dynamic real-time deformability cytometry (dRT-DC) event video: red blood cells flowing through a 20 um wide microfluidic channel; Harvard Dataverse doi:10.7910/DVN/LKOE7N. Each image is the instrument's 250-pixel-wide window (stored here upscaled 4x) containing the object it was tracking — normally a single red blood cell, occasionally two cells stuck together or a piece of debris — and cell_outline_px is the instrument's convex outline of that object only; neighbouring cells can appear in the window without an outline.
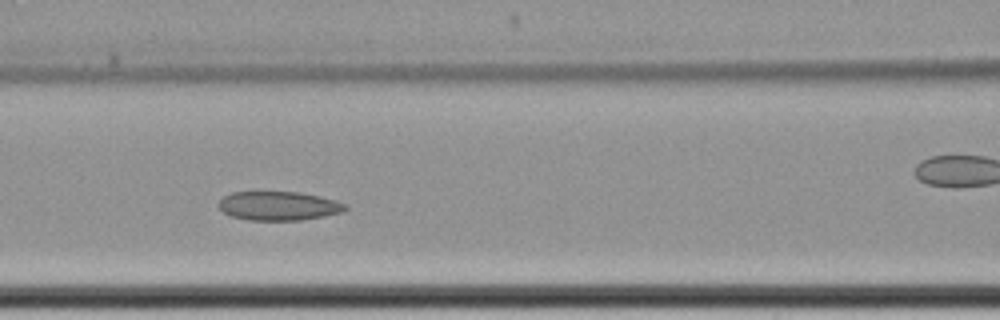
{"species": "common noctule bat (a hibernating species)", "species_latin": "Nyctalus noctula", "temperature_condition": "cold", "stored_images_in_passage": 16, "camera_frame_rate_fps": 3000, "um_per_image_px": 0.085, "animal": {"sex": "female", "body_mass_g": 22.7, "forearm_length_mm": 54.2}, "frame": {"image": 1, "passage_image": 7, "time_ms": 7.0, "image_size_px": [1000, 320], "cell_outline_px": [[348, 208], [340, 212], [324, 216], [300, 220], [248, 220], [232, 216], [224, 212], [220, 208], [220, 200], [224, 196], [232, 192], [256, 188], [300, 192], [320, 196], [336, 200], [348, 204]], "centroid_in_image_um": [23.66, 17.44], "position_along_channel_um": 142.9, "area_um2": 22.25}}
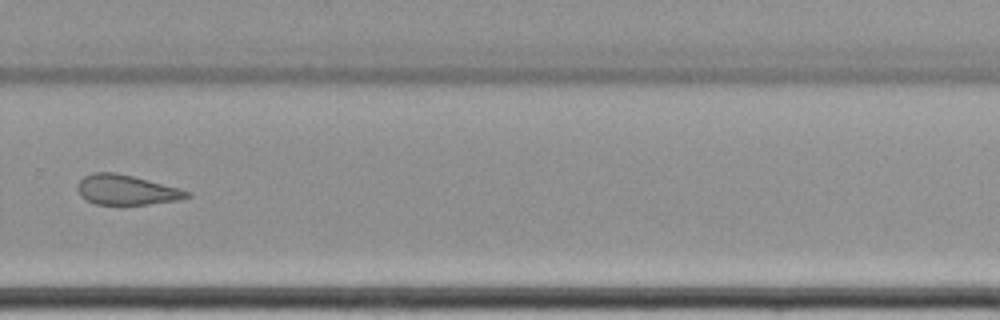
{"frame": {"image": 2, "passage_image": 12, "time_ms": 14.667, "image_size_px": [1000, 320], "cell_outline_px": [[192, 196], [180, 200], [148, 204], [96, 204], [80, 196], [76, 188], [76, 184], [84, 176], [92, 172], [116, 172], [132, 176], [192, 192]], "centroid_in_image_um": [10.72, 16.14], "position_along_channel_um": 319.1, "area_um2": 19.02}}
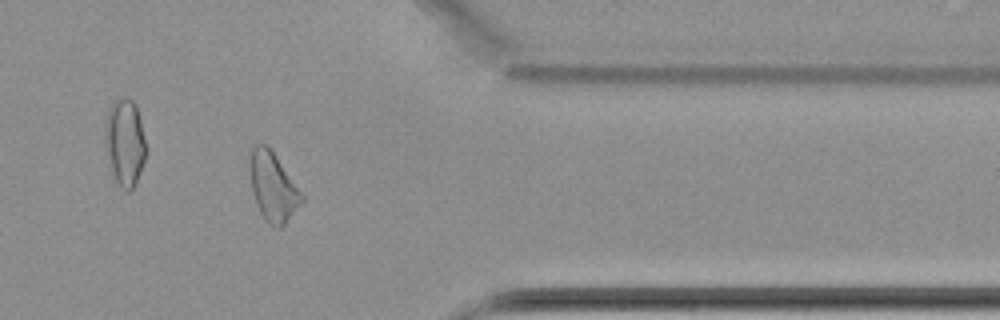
{"frame": {"image": 3, "passage_image": 14, "time_ms": 17.0, "image_size_px": [1000, 320], "cell_outline_px": [[304, 200], [284, 224], [280, 228], [276, 228], [268, 224], [264, 220], [256, 204], [252, 192], [252, 148], [256, 144], [264, 144], [276, 156], [304, 196]], "centroid_in_image_um": [23.23, 15.95], "position_along_channel_um": 388.2, "area_um2": 20.06}}